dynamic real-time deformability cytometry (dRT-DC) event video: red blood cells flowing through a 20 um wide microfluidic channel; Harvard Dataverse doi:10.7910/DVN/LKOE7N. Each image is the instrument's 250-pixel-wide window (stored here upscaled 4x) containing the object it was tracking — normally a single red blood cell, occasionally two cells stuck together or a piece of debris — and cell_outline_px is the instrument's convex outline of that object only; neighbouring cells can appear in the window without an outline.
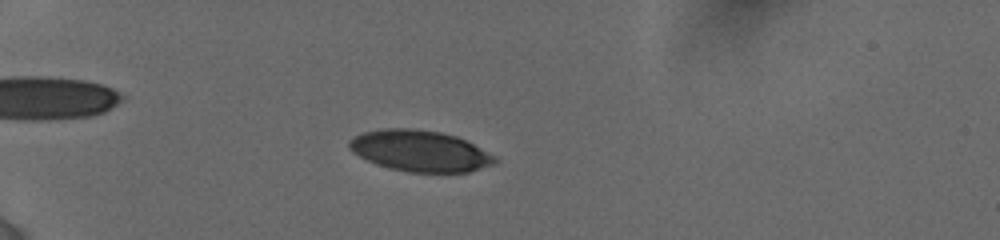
{"species": "human", "species_latin": "Homo sapiens", "temperature_condition": "cold", "stored_images_in_passage": 56, "camera_frame_rate_fps": 3000, "um_per_image_px": 0.085, "donor": {"sex": "female"}, "frame": {"image": 1, "passage_image": 18, "time_ms": 5.667, "image_size_px": [1000, 240], "cell_outline_px": [[500, 160], [492, 164], [468, 172], [408, 172], [388, 168], [376, 164], [352, 152], [348, 148], [348, 140], [352, 136], [364, 132], [384, 128], [412, 128], [440, 132], [456, 136], [496, 156]], "centroid_in_image_um": [35.65, 12.82], "position_along_channel_um": 49.3, "area_um2": 34.91}}
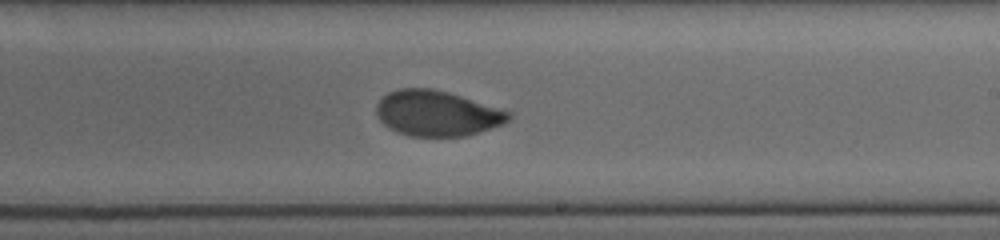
{"frame": {"image": 2, "passage_image": 36, "time_ms": 12.0, "image_size_px": [1000, 240], "cell_outline_px": [[512, 116], [504, 124], [464, 136], [408, 136], [388, 128], [380, 120], [376, 112], [376, 104], [388, 92], [400, 88], [432, 88], [448, 92], [512, 112]], "centroid_in_image_um": [37.13, 9.63], "position_along_channel_um": 251.9, "area_um2": 34.91}}
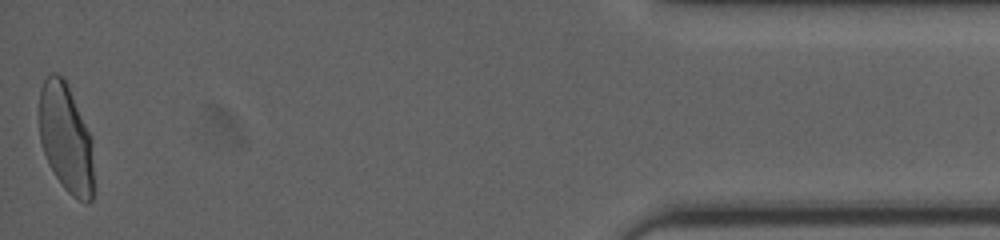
{"frame": {"image": 3, "passage_image": 56, "time_ms": 18.333, "image_size_px": [1000, 240], "cell_outline_px": [[92, 200], [88, 204], [72, 196], [64, 188], [48, 164], [40, 140], [40, 88], [44, 80], [52, 72], [56, 72], [64, 80], [92, 136]], "centroid_in_image_um": [5.6, 11.77], "position_along_channel_um": 429.6, "area_um2": 34.04}, "authors_computed_cell_mechanics": {"area_um2": 34.9112, "velocity_mm_per_s": 3.8689, "shape_relaxation_time_tau1_ms": 4.8025, "shape_relaxation_time_tau2_ms": 0.9854, "deformation_change_tau1": 0.1486, "deformation_change_tau2": 0.0418}}